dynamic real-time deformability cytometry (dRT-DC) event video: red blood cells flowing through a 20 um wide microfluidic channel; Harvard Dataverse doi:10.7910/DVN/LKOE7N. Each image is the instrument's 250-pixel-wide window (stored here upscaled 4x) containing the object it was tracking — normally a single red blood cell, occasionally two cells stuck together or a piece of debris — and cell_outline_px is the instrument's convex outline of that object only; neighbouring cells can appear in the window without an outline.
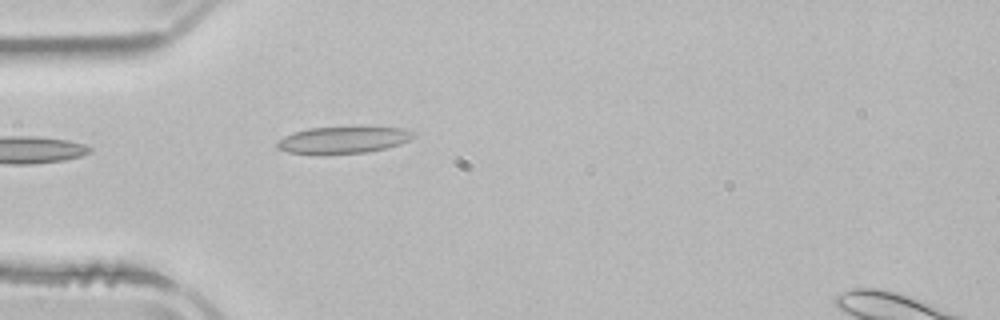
{"species": "common noctule bat (a hibernating species)", "species_latin": "Nyctalus noctula", "temperature_condition": "room temperature", "stored_images_in_passage": 4, "camera_frame_rate_fps": 3000, "um_per_image_px": 0.085, "animal": {"sex": "male", "body_mass_g": 21.5, "forearm_length_mm": 52.0}, "frame": {"image": 1, "passage_image": 4, "time_ms": 4.667, "image_size_px": [1000, 320], "cell_outline_px": [[416, 136], [400, 144], [368, 152], [324, 156], [288, 152], [280, 148], [276, 144], [284, 136], [292, 132], [308, 128], [360, 124], [404, 128], [416, 132]], "centroid_in_image_um": [29.23, 11.86], "position_along_channel_um": 55.8, "area_um2": 22.77}}